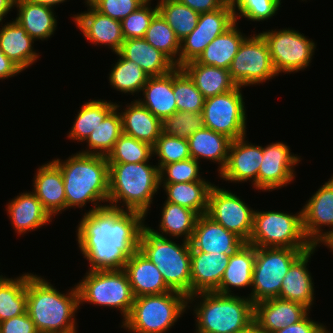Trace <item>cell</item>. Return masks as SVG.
Instances as JSON below:
<instances>
[{
  "mask_svg": "<svg viewBox=\"0 0 333 333\" xmlns=\"http://www.w3.org/2000/svg\"><path fill=\"white\" fill-rule=\"evenodd\" d=\"M163 133L188 139L195 131L204 127L202 112L176 111L162 122Z\"/></svg>",
  "mask_w": 333,
  "mask_h": 333,
  "instance_id": "obj_49",
  "label": "cell"
},
{
  "mask_svg": "<svg viewBox=\"0 0 333 333\" xmlns=\"http://www.w3.org/2000/svg\"><path fill=\"white\" fill-rule=\"evenodd\" d=\"M245 242L235 233L206 214L199 215L193 231L190 245L195 251L204 253L234 254Z\"/></svg>",
  "mask_w": 333,
  "mask_h": 333,
  "instance_id": "obj_20",
  "label": "cell"
},
{
  "mask_svg": "<svg viewBox=\"0 0 333 333\" xmlns=\"http://www.w3.org/2000/svg\"><path fill=\"white\" fill-rule=\"evenodd\" d=\"M31 2L35 3V4H40L43 6H48V7H54L57 4H61L63 2H66L67 0H30Z\"/></svg>",
  "mask_w": 333,
  "mask_h": 333,
  "instance_id": "obj_58",
  "label": "cell"
},
{
  "mask_svg": "<svg viewBox=\"0 0 333 333\" xmlns=\"http://www.w3.org/2000/svg\"><path fill=\"white\" fill-rule=\"evenodd\" d=\"M144 39L165 54L178 67L180 40L159 13L151 20Z\"/></svg>",
  "mask_w": 333,
  "mask_h": 333,
  "instance_id": "obj_43",
  "label": "cell"
},
{
  "mask_svg": "<svg viewBox=\"0 0 333 333\" xmlns=\"http://www.w3.org/2000/svg\"><path fill=\"white\" fill-rule=\"evenodd\" d=\"M309 313L304 305L278 297L254 304V321L266 333H274L284 326L298 323Z\"/></svg>",
  "mask_w": 333,
  "mask_h": 333,
  "instance_id": "obj_21",
  "label": "cell"
},
{
  "mask_svg": "<svg viewBox=\"0 0 333 333\" xmlns=\"http://www.w3.org/2000/svg\"><path fill=\"white\" fill-rule=\"evenodd\" d=\"M13 229L22 235L50 223L52 217L33 192H23L7 204Z\"/></svg>",
  "mask_w": 333,
  "mask_h": 333,
  "instance_id": "obj_26",
  "label": "cell"
},
{
  "mask_svg": "<svg viewBox=\"0 0 333 333\" xmlns=\"http://www.w3.org/2000/svg\"><path fill=\"white\" fill-rule=\"evenodd\" d=\"M181 68L189 75L205 98L226 93L237 86L231 79L228 69L202 65L196 60L186 63Z\"/></svg>",
  "mask_w": 333,
  "mask_h": 333,
  "instance_id": "obj_34",
  "label": "cell"
},
{
  "mask_svg": "<svg viewBox=\"0 0 333 333\" xmlns=\"http://www.w3.org/2000/svg\"><path fill=\"white\" fill-rule=\"evenodd\" d=\"M148 163H108L109 206L122 210L124 206L125 210L147 216L153 196L160 189L159 167Z\"/></svg>",
  "mask_w": 333,
  "mask_h": 333,
  "instance_id": "obj_4",
  "label": "cell"
},
{
  "mask_svg": "<svg viewBox=\"0 0 333 333\" xmlns=\"http://www.w3.org/2000/svg\"><path fill=\"white\" fill-rule=\"evenodd\" d=\"M153 147L145 142L122 134L116 141L113 150L108 154V163L149 162Z\"/></svg>",
  "mask_w": 333,
  "mask_h": 333,
  "instance_id": "obj_45",
  "label": "cell"
},
{
  "mask_svg": "<svg viewBox=\"0 0 333 333\" xmlns=\"http://www.w3.org/2000/svg\"><path fill=\"white\" fill-rule=\"evenodd\" d=\"M119 107L120 105L116 103V107L87 138L88 149L79 151L80 153L108 156L118 138L123 134L121 115L120 112H117L118 110L120 111Z\"/></svg>",
  "mask_w": 333,
  "mask_h": 333,
  "instance_id": "obj_38",
  "label": "cell"
},
{
  "mask_svg": "<svg viewBox=\"0 0 333 333\" xmlns=\"http://www.w3.org/2000/svg\"><path fill=\"white\" fill-rule=\"evenodd\" d=\"M198 217L199 215L189 208L165 201L159 224V231L162 233L148 228L156 235L166 238L168 234L174 238L185 236L183 239L190 242Z\"/></svg>",
  "mask_w": 333,
  "mask_h": 333,
  "instance_id": "obj_36",
  "label": "cell"
},
{
  "mask_svg": "<svg viewBox=\"0 0 333 333\" xmlns=\"http://www.w3.org/2000/svg\"><path fill=\"white\" fill-rule=\"evenodd\" d=\"M237 86L246 87L274 78L269 47L261 33L246 37L228 69Z\"/></svg>",
  "mask_w": 333,
  "mask_h": 333,
  "instance_id": "obj_12",
  "label": "cell"
},
{
  "mask_svg": "<svg viewBox=\"0 0 333 333\" xmlns=\"http://www.w3.org/2000/svg\"><path fill=\"white\" fill-rule=\"evenodd\" d=\"M316 248L317 246H313L304 252L291 265L288 273L284 276L279 294V298L300 303L309 310H311L314 301V284L307 263L311 254L315 253Z\"/></svg>",
  "mask_w": 333,
  "mask_h": 333,
  "instance_id": "obj_25",
  "label": "cell"
},
{
  "mask_svg": "<svg viewBox=\"0 0 333 333\" xmlns=\"http://www.w3.org/2000/svg\"><path fill=\"white\" fill-rule=\"evenodd\" d=\"M302 226L312 246L333 247V176L325 182L302 208ZM322 226L331 227L324 231Z\"/></svg>",
  "mask_w": 333,
  "mask_h": 333,
  "instance_id": "obj_16",
  "label": "cell"
},
{
  "mask_svg": "<svg viewBox=\"0 0 333 333\" xmlns=\"http://www.w3.org/2000/svg\"><path fill=\"white\" fill-rule=\"evenodd\" d=\"M236 25L237 22L210 42L196 61L202 65L229 69L240 45L247 37Z\"/></svg>",
  "mask_w": 333,
  "mask_h": 333,
  "instance_id": "obj_35",
  "label": "cell"
},
{
  "mask_svg": "<svg viewBox=\"0 0 333 333\" xmlns=\"http://www.w3.org/2000/svg\"><path fill=\"white\" fill-rule=\"evenodd\" d=\"M210 182H187L163 184L167 202L178 204L195 211L198 215L206 214L208 197L212 186Z\"/></svg>",
  "mask_w": 333,
  "mask_h": 333,
  "instance_id": "obj_37",
  "label": "cell"
},
{
  "mask_svg": "<svg viewBox=\"0 0 333 333\" xmlns=\"http://www.w3.org/2000/svg\"><path fill=\"white\" fill-rule=\"evenodd\" d=\"M27 273L17 278L0 276V322L27 312Z\"/></svg>",
  "mask_w": 333,
  "mask_h": 333,
  "instance_id": "obj_39",
  "label": "cell"
},
{
  "mask_svg": "<svg viewBox=\"0 0 333 333\" xmlns=\"http://www.w3.org/2000/svg\"><path fill=\"white\" fill-rule=\"evenodd\" d=\"M124 270L135 297L160 295L172 291L166 285L157 266L139 250L128 258Z\"/></svg>",
  "mask_w": 333,
  "mask_h": 333,
  "instance_id": "obj_23",
  "label": "cell"
},
{
  "mask_svg": "<svg viewBox=\"0 0 333 333\" xmlns=\"http://www.w3.org/2000/svg\"><path fill=\"white\" fill-rule=\"evenodd\" d=\"M15 0H0V23L3 20V17L8 14L10 9L14 8Z\"/></svg>",
  "mask_w": 333,
  "mask_h": 333,
  "instance_id": "obj_56",
  "label": "cell"
},
{
  "mask_svg": "<svg viewBox=\"0 0 333 333\" xmlns=\"http://www.w3.org/2000/svg\"><path fill=\"white\" fill-rule=\"evenodd\" d=\"M97 11L122 21L129 14L136 11L146 0H87Z\"/></svg>",
  "mask_w": 333,
  "mask_h": 333,
  "instance_id": "obj_51",
  "label": "cell"
},
{
  "mask_svg": "<svg viewBox=\"0 0 333 333\" xmlns=\"http://www.w3.org/2000/svg\"><path fill=\"white\" fill-rule=\"evenodd\" d=\"M144 99L138 102L162 122L177 111L173 92V70L163 76L149 77L141 90Z\"/></svg>",
  "mask_w": 333,
  "mask_h": 333,
  "instance_id": "obj_30",
  "label": "cell"
},
{
  "mask_svg": "<svg viewBox=\"0 0 333 333\" xmlns=\"http://www.w3.org/2000/svg\"><path fill=\"white\" fill-rule=\"evenodd\" d=\"M173 92L177 111L202 112L206 98L197 89L189 75L180 67L173 69Z\"/></svg>",
  "mask_w": 333,
  "mask_h": 333,
  "instance_id": "obj_44",
  "label": "cell"
},
{
  "mask_svg": "<svg viewBox=\"0 0 333 333\" xmlns=\"http://www.w3.org/2000/svg\"><path fill=\"white\" fill-rule=\"evenodd\" d=\"M139 251L154 263L172 290L191 296V245L183 240L176 244L170 238L154 234L146 225L140 236Z\"/></svg>",
  "mask_w": 333,
  "mask_h": 333,
  "instance_id": "obj_6",
  "label": "cell"
},
{
  "mask_svg": "<svg viewBox=\"0 0 333 333\" xmlns=\"http://www.w3.org/2000/svg\"><path fill=\"white\" fill-rule=\"evenodd\" d=\"M35 174L33 193L53 218L66 209L65 187L61 170L53 161H49L39 167Z\"/></svg>",
  "mask_w": 333,
  "mask_h": 333,
  "instance_id": "obj_24",
  "label": "cell"
},
{
  "mask_svg": "<svg viewBox=\"0 0 333 333\" xmlns=\"http://www.w3.org/2000/svg\"><path fill=\"white\" fill-rule=\"evenodd\" d=\"M309 249L255 247V264L252 276L253 304L271 298H279L284 276L291 265Z\"/></svg>",
  "mask_w": 333,
  "mask_h": 333,
  "instance_id": "obj_10",
  "label": "cell"
},
{
  "mask_svg": "<svg viewBox=\"0 0 333 333\" xmlns=\"http://www.w3.org/2000/svg\"><path fill=\"white\" fill-rule=\"evenodd\" d=\"M0 333H39L28 313L0 322Z\"/></svg>",
  "mask_w": 333,
  "mask_h": 333,
  "instance_id": "obj_52",
  "label": "cell"
},
{
  "mask_svg": "<svg viewBox=\"0 0 333 333\" xmlns=\"http://www.w3.org/2000/svg\"><path fill=\"white\" fill-rule=\"evenodd\" d=\"M187 140L190 157L199 163L203 158L218 163V173H220L226 165L232 140L207 127L195 131Z\"/></svg>",
  "mask_w": 333,
  "mask_h": 333,
  "instance_id": "obj_32",
  "label": "cell"
},
{
  "mask_svg": "<svg viewBox=\"0 0 333 333\" xmlns=\"http://www.w3.org/2000/svg\"><path fill=\"white\" fill-rule=\"evenodd\" d=\"M34 41L15 20L0 28V49L22 71L33 65L40 56L33 51Z\"/></svg>",
  "mask_w": 333,
  "mask_h": 333,
  "instance_id": "obj_29",
  "label": "cell"
},
{
  "mask_svg": "<svg viewBox=\"0 0 333 333\" xmlns=\"http://www.w3.org/2000/svg\"><path fill=\"white\" fill-rule=\"evenodd\" d=\"M158 13L175 32L181 41L197 26L199 13L178 0H158Z\"/></svg>",
  "mask_w": 333,
  "mask_h": 333,
  "instance_id": "obj_42",
  "label": "cell"
},
{
  "mask_svg": "<svg viewBox=\"0 0 333 333\" xmlns=\"http://www.w3.org/2000/svg\"><path fill=\"white\" fill-rule=\"evenodd\" d=\"M229 259L230 255L226 253H204L191 247V295L215 291L221 283Z\"/></svg>",
  "mask_w": 333,
  "mask_h": 333,
  "instance_id": "obj_22",
  "label": "cell"
},
{
  "mask_svg": "<svg viewBox=\"0 0 333 333\" xmlns=\"http://www.w3.org/2000/svg\"><path fill=\"white\" fill-rule=\"evenodd\" d=\"M199 14L222 8L229 0H178Z\"/></svg>",
  "mask_w": 333,
  "mask_h": 333,
  "instance_id": "obj_54",
  "label": "cell"
},
{
  "mask_svg": "<svg viewBox=\"0 0 333 333\" xmlns=\"http://www.w3.org/2000/svg\"><path fill=\"white\" fill-rule=\"evenodd\" d=\"M324 325L311 320L307 314L298 323L292 324L290 326H284L281 330L274 333H318Z\"/></svg>",
  "mask_w": 333,
  "mask_h": 333,
  "instance_id": "obj_53",
  "label": "cell"
},
{
  "mask_svg": "<svg viewBox=\"0 0 333 333\" xmlns=\"http://www.w3.org/2000/svg\"><path fill=\"white\" fill-rule=\"evenodd\" d=\"M300 157L292 155L286 143L275 142L263 147V161L258 172V189L272 191L287 186L295 177Z\"/></svg>",
  "mask_w": 333,
  "mask_h": 333,
  "instance_id": "obj_17",
  "label": "cell"
},
{
  "mask_svg": "<svg viewBox=\"0 0 333 333\" xmlns=\"http://www.w3.org/2000/svg\"><path fill=\"white\" fill-rule=\"evenodd\" d=\"M27 313L39 333H77L79 305L76 285L62 294L45 278L27 273Z\"/></svg>",
  "mask_w": 333,
  "mask_h": 333,
  "instance_id": "obj_2",
  "label": "cell"
},
{
  "mask_svg": "<svg viewBox=\"0 0 333 333\" xmlns=\"http://www.w3.org/2000/svg\"><path fill=\"white\" fill-rule=\"evenodd\" d=\"M18 9L15 21L34 40L48 39L56 30L57 20L51 7L35 4L30 0H15Z\"/></svg>",
  "mask_w": 333,
  "mask_h": 333,
  "instance_id": "obj_31",
  "label": "cell"
},
{
  "mask_svg": "<svg viewBox=\"0 0 333 333\" xmlns=\"http://www.w3.org/2000/svg\"><path fill=\"white\" fill-rule=\"evenodd\" d=\"M248 244L255 247L310 249L302 226V211L297 214L281 211H255Z\"/></svg>",
  "mask_w": 333,
  "mask_h": 333,
  "instance_id": "obj_9",
  "label": "cell"
},
{
  "mask_svg": "<svg viewBox=\"0 0 333 333\" xmlns=\"http://www.w3.org/2000/svg\"><path fill=\"white\" fill-rule=\"evenodd\" d=\"M261 35L268 44L277 76L282 72H298L311 63L316 44L299 31L286 28L278 31H263Z\"/></svg>",
  "mask_w": 333,
  "mask_h": 333,
  "instance_id": "obj_13",
  "label": "cell"
},
{
  "mask_svg": "<svg viewBox=\"0 0 333 333\" xmlns=\"http://www.w3.org/2000/svg\"><path fill=\"white\" fill-rule=\"evenodd\" d=\"M129 104L120 113L123 134L153 147L163 132L162 121L141 105L137 99Z\"/></svg>",
  "mask_w": 333,
  "mask_h": 333,
  "instance_id": "obj_27",
  "label": "cell"
},
{
  "mask_svg": "<svg viewBox=\"0 0 333 333\" xmlns=\"http://www.w3.org/2000/svg\"><path fill=\"white\" fill-rule=\"evenodd\" d=\"M116 107V102L103 100H91L82 105L68 138L80 142L86 141L96 127Z\"/></svg>",
  "mask_w": 333,
  "mask_h": 333,
  "instance_id": "obj_40",
  "label": "cell"
},
{
  "mask_svg": "<svg viewBox=\"0 0 333 333\" xmlns=\"http://www.w3.org/2000/svg\"><path fill=\"white\" fill-rule=\"evenodd\" d=\"M199 164L198 161L190 157L162 166L159 169L160 186L172 183L208 182L200 176Z\"/></svg>",
  "mask_w": 333,
  "mask_h": 333,
  "instance_id": "obj_48",
  "label": "cell"
},
{
  "mask_svg": "<svg viewBox=\"0 0 333 333\" xmlns=\"http://www.w3.org/2000/svg\"><path fill=\"white\" fill-rule=\"evenodd\" d=\"M253 214L254 210L235 193L216 185L212 186L206 215L228 231L235 233L245 243L249 242L252 233Z\"/></svg>",
  "mask_w": 333,
  "mask_h": 333,
  "instance_id": "obj_14",
  "label": "cell"
},
{
  "mask_svg": "<svg viewBox=\"0 0 333 333\" xmlns=\"http://www.w3.org/2000/svg\"><path fill=\"white\" fill-rule=\"evenodd\" d=\"M145 215L109 205L85 212L77 226L78 247L89 270H122L139 250Z\"/></svg>",
  "mask_w": 333,
  "mask_h": 333,
  "instance_id": "obj_1",
  "label": "cell"
},
{
  "mask_svg": "<svg viewBox=\"0 0 333 333\" xmlns=\"http://www.w3.org/2000/svg\"><path fill=\"white\" fill-rule=\"evenodd\" d=\"M235 22L229 1L222 8L200 14L195 29L180 41L178 67L197 60L206 46Z\"/></svg>",
  "mask_w": 333,
  "mask_h": 333,
  "instance_id": "obj_15",
  "label": "cell"
},
{
  "mask_svg": "<svg viewBox=\"0 0 333 333\" xmlns=\"http://www.w3.org/2000/svg\"><path fill=\"white\" fill-rule=\"evenodd\" d=\"M255 264V246L245 243L230 259L219 287L215 292L233 294L231 288L252 287V276ZM231 287V288H230Z\"/></svg>",
  "mask_w": 333,
  "mask_h": 333,
  "instance_id": "obj_33",
  "label": "cell"
},
{
  "mask_svg": "<svg viewBox=\"0 0 333 333\" xmlns=\"http://www.w3.org/2000/svg\"><path fill=\"white\" fill-rule=\"evenodd\" d=\"M88 11L74 15V22L87 41L108 45L114 53L120 51L125 40L121 22L97 11L87 0Z\"/></svg>",
  "mask_w": 333,
  "mask_h": 333,
  "instance_id": "obj_19",
  "label": "cell"
},
{
  "mask_svg": "<svg viewBox=\"0 0 333 333\" xmlns=\"http://www.w3.org/2000/svg\"><path fill=\"white\" fill-rule=\"evenodd\" d=\"M187 307V297L176 291L135 297L131 312L121 327L131 333H166Z\"/></svg>",
  "mask_w": 333,
  "mask_h": 333,
  "instance_id": "obj_7",
  "label": "cell"
},
{
  "mask_svg": "<svg viewBox=\"0 0 333 333\" xmlns=\"http://www.w3.org/2000/svg\"><path fill=\"white\" fill-rule=\"evenodd\" d=\"M76 287L79 305L85 302L118 309L122 321L129 316L135 296L124 269L89 270Z\"/></svg>",
  "mask_w": 333,
  "mask_h": 333,
  "instance_id": "obj_8",
  "label": "cell"
},
{
  "mask_svg": "<svg viewBox=\"0 0 333 333\" xmlns=\"http://www.w3.org/2000/svg\"><path fill=\"white\" fill-rule=\"evenodd\" d=\"M153 155L160 159L157 165L159 169L164 165L186 160L190 158L188 140L162 132L153 146Z\"/></svg>",
  "mask_w": 333,
  "mask_h": 333,
  "instance_id": "obj_47",
  "label": "cell"
},
{
  "mask_svg": "<svg viewBox=\"0 0 333 333\" xmlns=\"http://www.w3.org/2000/svg\"><path fill=\"white\" fill-rule=\"evenodd\" d=\"M20 72H22V70L0 49V79L3 80L14 77Z\"/></svg>",
  "mask_w": 333,
  "mask_h": 333,
  "instance_id": "obj_55",
  "label": "cell"
},
{
  "mask_svg": "<svg viewBox=\"0 0 333 333\" xmlns=\"http://www.w3.org/2000/svg\"><path fill=\"white\" fill-rule=\"evenodd\" d=\"M237 333H266V332L263 329H261L255 321H252L247 327L238 331Z\"/></svg>",
  "mask_w": 333,
  "mask_h": 333,
  "instance_id": "obj_57",
  "label": "cell"
},
{
  "mask_svg": "<svg viewBox=\"0 0 333 333\" xmlns=\"http://www.w3.org/2000/svg\"><path fill=\"white\" fill-rule=\"evenodd\" d=\"M263 161V147L249 144L245 136L231 141L225 167L218 174L223 180L247 182L258 189V172Z\"/></svg>",
  "mask_w": 333,
  "mask_h": 333,
  "instance_id": "obj_18",
  "label": "cell"
},
{
  "mask_svg": "<svg viewBox=\"0 0 333 333\" xmlns=\"http://www.w3.org/2000/svg\"><path fill=\"white\" fill-rule=\"evenodd\" d=\"M119 59L113 65L110 74V85L123 93H139L149 79V75L135 62L125 59L119 52Z\"/></svg>",
  "mask_w": 333,
  "mask_h": 333,
  "instance_id": "obj_41",
  "label": "cell"
},
{
  "mask_svg": "<svg viewBox=\"0 0 333 333\" xmlns=\"http://www.w3.org/2000/svg\"><path fill=\"white\" fill-rule=\"evenodd\" d=\"M119 53L127 60L137 63L149 77L168 74L176 65L144 38L125 39Z\"/></svg>",
  "mask_w": 333,
  "mask_h": 333,
  "instance_id": "obj_28",
  "label": "cell"
},
{
  "mask_svg": "<svg viewBox=\"0 0 333 333\" xmlns=\"http://www.w3.org/2000/svg\"><path fill=\"white\" fill-rule=\"evenodd\" d=\"M61 170L66 196V209L82 208L87 202L94 203L89 211L108 203L109 164L106 156L76 153L62 162L52 160Z\"/></svg>",
  "mask_w": 333,
  "mask_h": 333,
  "instance_id": "obj_3",
  "label": "cell"
},
{
  "mask_svg": "<svg viewBox=\"0 0 333 333\" xmlns=\"http://www.w3.org/2000/svg\"><path fill=\"white\" fill-rule=\"evenodd\" d=\"M200 298L194 307L196 333H237L254 321V304L249 297L198 292L187 297V303Z\"/></svg>",
  "mask_w": 333,
  "mask_h": 333,
  "instance_id": "obj_5",
  "label": "cell"
},
{
  "mask_svg": "<svg viewBox=\"0 0 333 333\" xmlns=\"http://www.w3.org/2000/svg\"><path fill=\"white\" fill-rule=\"evenodd\" d=\"M318 333H333V332L328 331L326 326L324 325Z\"/></svg>",
  "mask_w": 333,
  "mask_h": 333,
  "instance_id": "obj_59",
  "label": "cell"
},
{
  "mask_svg": "<svg viewBox=\"0 0 333 333\" xmlns=\"http://www.w3.org/2000/svg\"><path fill=\"white\" fill-rule=\"evenodd\" d=\"M150 3L151 1H146L121 21L124 39L144 38L151 20L158 13L157 5L153 9Z\"/></svg>",
  "mask_w": 333,
  "mask_h": 333,
  "instance_id": "obj_50",
  "label": "cell"
},
{
  "mask_svg": "<svg viewBox=\"0 0 333 333\" xmlns=\"http://www.w3.org/2000/svg\"><path fill=\"white\" fill-rule=\"evenodd\" d=\"M241 87L208 97L202 109L204 127L236 140L246 136V109Z\"/></svg>",
  "mask_w": 333,
  "mask_h": 333,
  "instance_id": "obj_11",
  "label": "cell"
},
{
  "mask_svg": "<svg viewBox=\"0 0 333 333\" xmlns=\"http://www.w3.org/2000/svg\"><path fill=\"white\" fill-rule=\"evenodd\" d=\"M229 2L236 22L242 16L250 21L268 20L281 7V0H229Z\"/></svg>",
  "mask_w": 333,
  "mask_h": 333,
  "instance_id": "obj_46",
  "label": "cell"
}]
</instances>
